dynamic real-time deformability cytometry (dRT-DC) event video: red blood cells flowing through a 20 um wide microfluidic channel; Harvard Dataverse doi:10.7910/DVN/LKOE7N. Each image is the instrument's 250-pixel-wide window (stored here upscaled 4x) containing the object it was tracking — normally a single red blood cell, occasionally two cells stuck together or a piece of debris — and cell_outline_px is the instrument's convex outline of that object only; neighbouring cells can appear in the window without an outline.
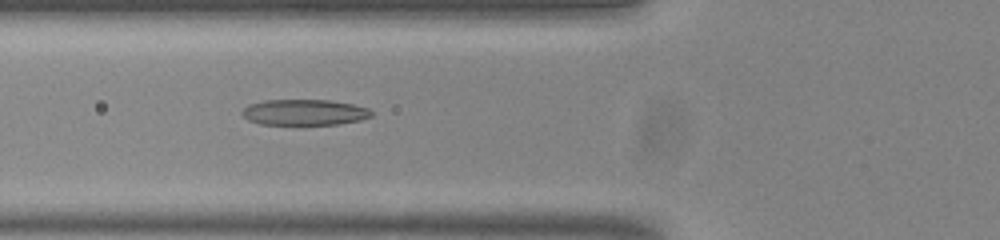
{"species": "common noctule bat (a hibernating species)", "species_latin": "Nyctalus noctula", "temperature_condition": "room temperature", "stored_images_in_passage": 41, "camera_frame_rate_fps": 3000, "um_per_image_px": 0.085, "animal": {"sex": "male", "body_mass_g": 20.0, "forearm_length_mm": 53.3}, "frame": {"image": 1, "passage_image": 7, "time_ms": 2.0, "image_size_px": [1000, 240], "cell_outline_px": [[372, 116], [360, 120], [336, 124], [300, 128], [260, 124], [248, 120], [240, 112], [248, 104], [264, 100], [328, 100], [352, 104], [368, 108], [372, 112]], "centroid_in_image_um": [25.82, 9.6], "position_along_channel_um": 100.0, "area_um2": 20.46}}
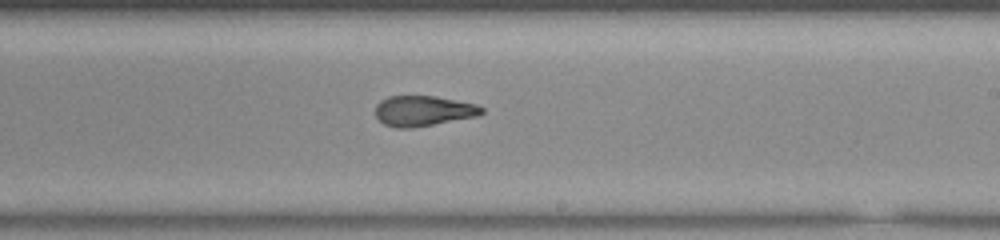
{"frame": {"image": 2, "passage_image": 19, "time_ms": 6.0, "image_size_px": [1000, 240], "cell_outline_px": [[484, 112], [476, 116], [412, 128], [396, 128], [384, 124], [376, 116], [376, 104], [380, 100], [388, 96], [436, 96], [476, 104], [484, 108]], "centroid_in_image_um": [35.96, 9.42], "position_along_channel_um": 253.0, "area_um2": 18.73}}
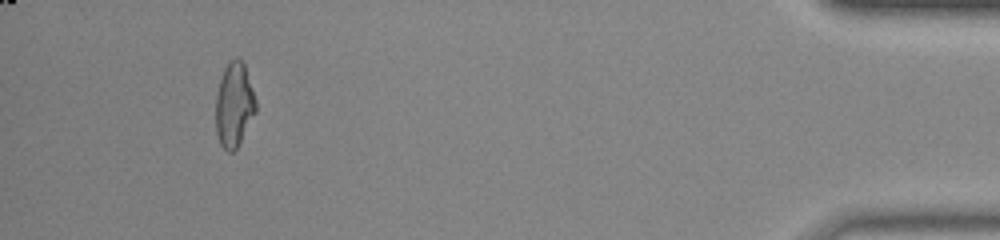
{"frame": {"image": 3, "passage_image": 37, "time_ms": 12.0, "image_size_px": [1000, 240], "cell_outline_px": [[256, 112], [236, 148], [232, 152], [228, 152], [220, 144], [216, 132], [216, 96], [220, 80], [224, 68], [236, 56], [244, 64], [256, 100]], "centroid_in_image_um": [19.9, 8.92], "position_along_channel_um": 415.3, "area_um2": 19.42}, "authors_computed_cell_mechanics": {"area_um2": 19.4208, "velocity_mm_per_s": 3.8282, "shape_relaxation_time_tau1_ms": null, "shape_relaxation_time_tau2_ms": 2.3113, "deformation_change_tau1": null, "deformation_change_tau2": 0.1079}}